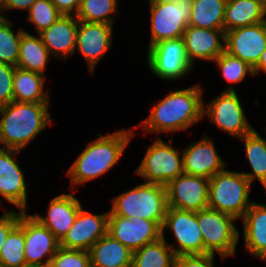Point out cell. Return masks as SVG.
<instances>
[{
    "mask_svg": "<svg viewBox=\"0 0 266 267\" xmlns=\"http://www.w3.org/2000/svg\"><path fill=\"white\" fill-rule=\"evenodd\" d=\"M37 0H0V15L1 18H7L6 15L2 14L3 11L8 10H26L29 11L31 6L36 2Z\"/></svg>",
    "mask_w": 266,
    "mask_h": 267,
    "instance_id": "cell-40",
    "label": "cell"
},
{
    "mask_svg": "<svg viewBox=\"0 0 266 267\" xmlns=\"http://www.w3.org/2000/svg\"><path fill=\"white\" fill-rule=\"evenodd\" d=\"M172 138L168 144L160 137L148 147L146 154L136 174L144 178L148 183L166 186L183 172L182 154L172 146Z\"/></svg>",
    "mask_w": 266,
    "mask_h": 267,
    "instance_id": "cell-8",
    "label": "cell"
},
{
    "mask_svg": "<svg viewBox=\"0 0 266 267\" xmlns=\"http://www.w3.org/2000/svg\"><path fill=\"white\" fill-rule=\"evenodd\" d=\"M147 64L159 79L175 80L187 75L193 65L189 61L182 37L165 40L148 48Z\"/></svg>",
    "mask_w": 266,
    "mask_h": 267,
    "instance_id": "cell-9",
    "label": "cell"
},
{
    "mask_svg": "<svg viewBox=\"0 0 266 267\" xmlns=\"http://www.w3.org/2000/svg\"><path fill=\"white\" fill-rule=\"evenodd\" d=\"M60 247V241L34 215L25 211V245L26 265L49 267L51 258ZM45 258V262L43 261Z\"/></svg>",
    "mask_w": 266,
    "mask_h": 267,
    "instance_id": "cell-15",
    "label": "cell"
},
{
    "mask_svg": "<svg viewBox=\"0 0 266 267\" xmlns=\"http://www.w3.org/2000/svg\"><path fill=\"white\" fill-rule=\"evenodd\" d=\"M19 153L17 149L0 148V196L25 212L28 189L24 172L16 161L15 156Z\"/></svg>",
    "mask_w": 266,
    "mask_h": 267,
    "instance_id": "cell-17",
    "label": "cell"
},
{
    "mask_svg": "<svg viewBox=\"0 0 266 267\" xmlns=\"http://www.w3.org/2000/svg\"><path fill=\"white\" fill-rule=\"evenodd\" d=\"M176 255L165 235L133 252L132 267H175Z\"/></svg>",
    "mask_w": 266,
    "mask_h": 267,
    "instance_id": "cell-29",
    "label": "cell"
},
{
    "mask_svg": "<svg viewBox=\"0 0 266 267\" xmlns=\"http://www.w3.org/2000/svg\"><path fill=\"white\" fill-rule=\"evenodd\" d=\"M167 209L166 186L144 182L114 197L109 216L140 217L162 228Z\"/></svg>",
    "mask_w": 266,
    "mask_h": 267,
    "instance_id": "cell-4",
    "label": "cell"
},
{
    "mask_svg": "<svg viewBox=\"0 0 266 267\" xmlns=\"http://www.w3.org/2000/svg\"><path fill=\"white\" fill-rule=\"evenodd\" d=\"M46 76L15 67L13 101L49 103V90H44Z\"/></svg>",
    "mask_w": 266,
    "mask_h": 267,
    "instance_id": "cell-26",
    "label": "cell"
},
{
    "mask_svg": "<svg viewBox=\"0 0 266 267\" xmlns=\"http://www.w3.org/2000/svg\"><path fill=\"white\" fill-rule=\"evenodd\" d=\"M203 89L196 84L190 88L171 91L156 103L141 123L145 133L186 130L203 117Z\"/></svg>",
    "mask_w": 266,
    "mask_h": 267,
    "instance_id": "cell-1",
    "label": "cell"
},
{
    "mask_svg": "<svg viewBox=\"0 0 266 267\" xmlns=\"http://www.w3.org/2000/svg\"><path fill=\"white\" fill-rule=\"evenodd\" d=\"M254 75L256 76L259 72L264 71L266 73V49L261 54L257 66L253 69Z\"/></svg>",
    "mask_w": 266,
    "mask_h": 267,
    "instance_id": "cell-42",
    "label": "cell"
},
{
    "mask_svg": "<svg viewBox=\"0 0 266 267\" xmlns=\"http://www.w3.org/2000/svg\"><path fill=\"white\" fill-rule=\"evenodd\" d=\"M251 182L236 171L226 169L209 179L208 208L242 219L253 201L249 199Z\"/></svg>",
    "mask_w": 266,
    "mask_h": 267,
    "instance_id": "cell-5",
    "label": "cell"
},
{
    "mask_svg": "<svg viewBox=\"0 0 266 267\" xmlns=\"http://www.w3.org/2000/svg\"><path fill=\"white\" fill-rule=\"evenodd\" d=\"M62 15H74L76 16L81 0H51ZM74 13V14H73Z\"/></svg>",
    "mask_w": 266,
    "mask_h": 267,
    "instance_id": "cell-41",
    "label": "cell"
},
{
    "mask_svg": "<svg viewBox=\"0 0 266 267\" xmlns=\"http://www.w3.org/2000/svg\"><path fill=\"white\" fill-rule=\"evenodd\" d=\"M230 214L206 208L197 211V221L203 237L204 254H219L223 259L234 256L240 238Z\"/></svg>",
    "mask_w": 266,
    "mask_h": 267,
    "instance_id": "cell-6",
    "label": "cell"
},
{
    "mask_svg": "<svg viewBox=\"0 0 266 267\" xmlns=\"http://www.w3.org/2000/svg\"><path fill=\"white\" fill-rule=\"evenodd\" d=\"M118 11V0H81L76 18L83 22L113 25V16Z\"/></svg>",
    "mask_w": 266,
    "mask_h": 267,
    "instance_id": "cell-32",
    "label": "cell"
},
{
    "mask_svg": "<svg viewBox=\"0 0 266 267\" xmlns=\"http://www.w3.org/2000/svg\"><path fill=\"white\" fill-rule=\"evenodd\" d=\"M266 21V6L258 0H227L225 32Z\"/></svg>",
    "mask_w": 266,
    "mask_h": 267,
    "instance_id": "cell-25",
    "label": "cell"
},
{
    "mask_svg": "<svg viewBox=\"0 0 266 267\" xmlns=\"http://www.w3.org/2000/svg\"><path fill=\"white\" fill-rule=\"evenodd\" d=\"M15 66L0 63V107L13 101Z\"/></svg>",
    "mask_w": 266,
    "mask_h": 267,
    "instance_id": "cell-37",
    "label": "cell"
},
{
    "mask_svg": "<svg viewBox=\"0 0 266 267\" xmlns=\"http://www.w3.org/2000/svg\"><path fill=\"white\" fill-rule=\"evenodd\" d=\"M25 31L18 29L14 33L10 20L0 18V63L17 66L20 40Z\"/></svg>",
    "mask_w": 266,
    "mask_h": 267,
    "instance_id": "cell-33",
    "label": "cell"
},
{
    "mask_svg": "<svg viewBox=\"0 0 266 267\" xmlns=\"http://www.w3.org/2000/svg\"><path fill=\"white\" fill-rule=\"evenodd\" d=\"M206 116L217 128L239 139L254 130L236 91H223L210 103L203 104V117Z\"/></svg>",
    "mask_w": 266,
    "mask_h": 267,
    "instance_id": "cell-10",
    "label": "cell"
},
{
    "mask_svg": "<svg viewBox=\"0 0 266 267\" xmlns=\"http://www.w3.org/2000/svg\"><path fill=\"white\" fill-rule=\"evenodd\" d=\"M25 212L20 211L19 222L10 230L0 250V267L26 266Z\"/></svg>",
    "mask_w": 266,
    "mask_h": 267,
    "instance_id": "cell-30",
    "label": "cell"
},
{
    "mask_svg": "<svg viewBox=\"0 0 266 267\" xmlns=\"http://www.w3.org/2000/svg\"><path fill=\"white\" fill-rule=\"evenodd\" d=\"M20 211L10 210L0 216V250L10 230L19 222Z\"/></svg>",
    "mask_w": 266,
    "mask_h": 267,
    "instance_id": "cell-39",
    "label": "cell"
},
{
    "mask_svg": "<svg viewBox=\"0 0 266 267\" xmlns=\"http://www.w3.org/2000/svg\"><path fill=\"white\" fill-rule=\"evenodd\" d=\"M48 207L46 217L39 214L34 216L61 241L73 226L82 205L72 194L63 193L54 197Z\"/></svg>",
    "mask_w": 266,
    "mask_h": 267,
    "instance_id": "cell-22",
    "label": "cell"
},
{
    "mask_svg": "<svg viewBox=\"0 0 266 267\" xmlns=\"http://www.w3.org/2000/svg\"><path fill=\"white\" fill-rule=\"evenodd\" d=\"M150 6V44L183 37L189 25L191 0H148Z\"/></svg>",
    "mask_w": 266,
    "mask_h": 267,
    "instance_id": "cell-7",
    "label": "cell"
},
{
    "mask_svg": "<svg viewBox=\"0 0 266 267\" xmlns=\"http://www.w3.org/2000/svg\"><path fill=\"white\" fill-rule=\"evenodd\" d=\"M109 211L91 214L81 207L73 226L60 241V247L89 251L92 245L107 233Z\"/></svg>",
    "mask_w": 266,
    "mask_h": 267,
    "instance_id": "cell-16",
    "label": "cell"
},
{
    "mask_svg": "<svg viewBox=\"0 0 266 267\" xmlns=\"http://www.w3.org/2000/svg\"><path fill=\"white\" fill-rule=\"evenodd\" d=\"M226 3L227 0H191L189 25L204 29L224 30Z\"/></svg>",
    "mask_w": 266,
    "mask_h": 267,
    "instance_id": "cell-28",
    "label": "cell"
},
{
    "mask_svg": "<svg viewBox=\"0 0 266 267\" xmlns=\"http://www.w3.org/2000/svg\"><path fill=\"white\" fill-rule=\"evenodd\" d=\"M240 139L245 143L247 159L252 169V172L242 173L251 183L257 178L266 191V139L255 129Z\"/></svg>",
    "mask_w": 266,
    "mask_h": 267,
    "instance_id": "cell-31",
    "label": "cell"
},
{
    "mask_svg": "<svg viewBox=\"0 0 266 267\" xmlns=\"http://www.w3.org/2000/svg\"><path fill=\"white\" fill-rule=\"evenodd\" d=\"M266 49V21L225 32V51L253 69Z\"/></svg>",
    "mask_w": 266,
    "mask_h": 267,
    "instance_id": "cell-14",
    "label": "cell"
},
{
    "mask_svg": "<svg viewBox=\"0 0 266 267\" xmlns=\"http://www.w3.org/2000/svg\"><path fill=\"white\" fill-rule=\"evenodd\" d=\"M258 1L262 2L266 6V0H258Z\"/></svg>",
    "mask_w": 266,
    "mask_h": 267,
    "instance_id": "cell-43",
    "label": "cell"
},
{
    "mask_svg": "<svg viewBox=\"0 0 266 267\" xmlns=\"http://www.w3.org/2000/svg\"><path fill=\"white\" fill-rule=\"evenodd\" d=\"M213 62L221 70L220 72L224 76L223 78L228 83H231L224 91H235L232 84L242 82L248 74L252 77L255 76L252 67L239 57L233 56L226 51L220 54Z\"/></svg>",
    "mask_w": 266,
    "mask_h": 267,
    "instance_id": "cell-34",
    "label": "cell"
},
{
    "mask_svg": "<svg viewBox=\"0 0 266 267\" xmlns=\"http://www.w3.org/2000/svg\"><path fill=\"white\" fill-rule=\"evenodd\" d=\"M112 33L113 25L78 21L76 51H80L87 61L91 74H94L97 63L111 48Z\"/></svg>",
    "mask_w": 266,
    "mask_h": 267,
    "instance_id": "cell-18",
    "label": "cell"
},
{
    "mask_svg": "<svg viewBox=\"0 0 266 267\" xmlns=\"http://www.w3.org/2000/svg\"><path fill=\"white\" fill-rule=\"evenodd\" d=\"M225 162L218 154L213 140L205 134L197 142L190 143L182 152L183 172L187 175L210 179L225 169Z\"/></svg>",
    "mask_w": 266,
    "mask_h": 267,
    "instance_id": "cell-19",
    "label": "cell"
},
{
    "mask_svg": "<svg viewBox=\"0 0 266 267\" xmlns=\"http://www.w3.org/2000/svg\"><path fill=\"white\" fill-rule=\"evenodd\" d=\"M135 128L101 135L91 141L67 171L71 187L100 177L114 167L134 136Z\"/></svg>",
    "mask_w": 266,
    "mask_h": 267,
    "instance_id": "cell-2",
    "label": "cell"
},
{
    "mask_svg": "<svg viewBox=\"0 0 266 267\" xmlns=\"http://www.w3.org/2000/svg\"><path fill=\"white\" fill-rule=\"evenodd\" d=\"M164 230L172 231L176 245L169 244L176 256L204 254L203 237L197 221V211L179 210L168 207L162 225Z\"/></svg>",
    "mask_w": 266,
    "mask_h": 267,
    "instance_id": "cell-11",
    "label": "cell"
},
{
    "mask_svg": "<svg viewBox=\"0 0 266 267\" xmlns=\"http://www.w3.org/2000/svg\"><path fill=\"white\" fill-rule=\"evenodd\" d=\"M215 254H192L176 256L175 267H215Z\"/></svg>",
    "mask_w": 266,
    "mask_h": 267,
    "instance_id": "cell-38",
    "label": "cell"
},
{
    "mask_svg": "<svg viewBox=\"0 0 266 267\" xmlns=\"http://www.w3.org/2000/svg\"><path fill=\"white\" fill-rule=\"evenodd\" d=\"M107 233L133 252L162 237L156 222L140 217L108 216Z\"/></svg>",
    "mask_w": 266,
    "mask_h": 267,
    "instance_id": "cell-13",
    "label": "cell"
},
{
    "mask_svg": "<svg viewBox=\"0 0 266 267\" xmlns=\"http://www.w3.org/2000/svg\"><path fill=\"white\" fill-rule=\"evenodd\" d=\"M182 38L187 57L192 65H194L195 59L213 62L225 51V30L204 29L188 25Z\"/></svg>",
    "mask_w": 266,
    "mask_h": 267,
    "instance_id": "cell-20",
    "label": "cell"
},
{
    "mask_svg": "<svg viewBox=\"0 0 266 267\" xmlns=\"http://www.w3.org/2000/svg\"><path fill=\"white\" fill-rule=\"evenodd\" d=\"M94 267H132L133 251L106 233L89 249Z\"/></svg>",
    "mask_w": 266,
    "mask_h": 267,
    "instance_id": "cell-24",
    "label": "cell"
},
{
    "mask_svg": "<svg viewBox=\"0 0 266 267\" xmlns=\"http://www.w3.org/2000/svg\"><path fill=\"white\" fill-rule=\"evenodd\" d=\"M28 13L26 19L34 24L38 34L49 28L62 15L51 0H37Z\"/></svg>",
    "mask_w": 266,
    "mask_h": 267,
    "instance_id": "cell-35",
    "label": "cell"
},
{
    "mask_svg": "<svg viewBox=\"0 0 266 267\" xmlns=\"http://www.w3.org/2000/svg\"><path fill=\"white\" fill-rule=\"evenodd\" d=\"M48 104L12 101L1 106L0 148L23 150L51 124Z\"/></svg>",
    "mask_w": 266,
    "mask_h": 267,
    "instance_id": "cell-3",
    "label": "cell"
},
{
    "mask_svg": "<svg viewBox=\"0 0 266 267\" xmlns=\"http://www.w3.org/2000/svg\"><path fill=\"white\" fill-rule=\"evenodd\" d=\"M90 264L88 251L59 247L51 258L49 267H87Z\"/></svg>",
    "mask_w": 266,
    "mask_h": 267,
    "instance_id": "cell-36",
    "label": "cell"
},
{
    "mask_svg": "<svg viewBox=\"0 0 266 267\" xmlns=\"http://www.w3.org/2000/svg\"><path fill=\"white\" fill-rule=\"evenodd\" d=\"M37 35L38 37L27 31L22 34L16 67L45 76L46 64L51 54L43 44L41 36Z\"/></svg>",
    "mask_w": 266,
    "mask_h": 267,
    "instance_id": "cell-27",
    "label": "cell"
},
{
    "mask_svg": "<svg viewBox=\"0 0 266 267\" xmlns=\"http://www.w3.org/2000/svg\"><path fill=\"white\" fill-rule=\"evenodd\" d=\"M242 223L246 251L266 262V205L253 202Z\"/></svg>",
    "mask_w": 266,
    "mask_h": 267,
    "instance_id": "cell-23",
    "label": "cell"
},
{
    "mask_svg": "<svg viewBox=\"0 0 266 267\" xmlns=\"http://www.w3.org/2000/svg\"><path fill=\"white\" fill-rule=\"evenodd\" d=\"M78 21L74 15H61L54 24L39 33L52 56L66 59L76 52Z\"/></svg>",
    "mask_w": 266,
    "mask_h": 267,
    "instance_id": "cell-21",
    "label": "cell"
},
{
    "mask_svg": "<svg viewBox=\"0 0 266 267\" xmlns=\"http://www.w3.org/2000/svg\"><path fill=\"white\" fill-rule=\"evenodd\" d=\"M168 207L187 211L208 208L209 178L182 174L166 185Z\"/></svg>",
    "mask_w": 266,
    "mask_h": 267,
    "instance_id": "cell-12",
    "label": "cell"
}]
</instances>
